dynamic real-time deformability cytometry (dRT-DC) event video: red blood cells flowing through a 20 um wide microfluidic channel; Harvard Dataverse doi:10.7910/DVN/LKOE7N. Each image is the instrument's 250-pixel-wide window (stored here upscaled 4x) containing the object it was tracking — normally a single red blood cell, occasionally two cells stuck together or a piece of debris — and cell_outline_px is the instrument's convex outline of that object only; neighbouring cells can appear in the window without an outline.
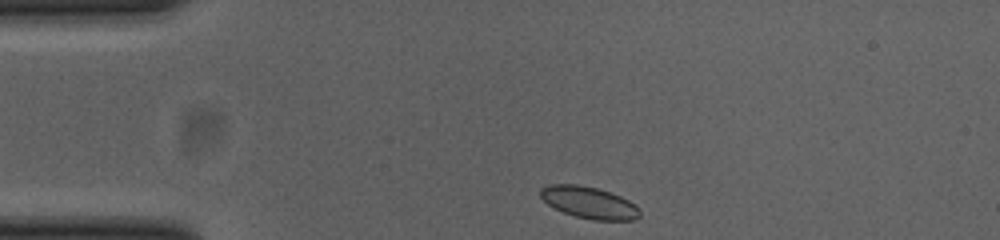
{"species": "common noctule bat (a hibernating species)", "species_latin": "Nyctalus noctula", "temperature_condition": "cold", "stored_images_in_passage": 37, "camera_frame_rate_fps": 3000, "um_per_image_px": 0.085, "animal": {"sex": "female", "body_mass_g": 23.0, "forearm_length_mm": 53.4}, "frame": {"image": 1, "passage_image": 1, "time_ms": 0.0, "image_size_px": [1000, 240], "cell_outline_px": [[640, 216], [636, 220], [592, 220], [576, 216], [564, 212], [548, 204], [540, 196], [540, 188], [548, 184], [576, 184], [596, 188], [620, 196], [636, 204], [640, 208]], "centroid_in_image_um": [50.09, 17.22], "position_along_channel_um": 34.9, "area_um2": 18.38}}
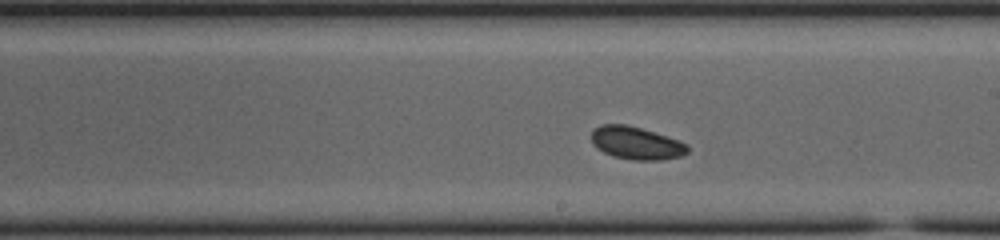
{"frame": {"image": 2, "passage_image": 20, "time_ms": 6.333, "image_size_px": [1000, 240], "cell_outline_px": [[688, 152], [680, 156], [660, 160], [632, 160], [612, 156], [596, 148], [592, 144], [592, 132], [600, 124], [624, 124], [640, 128], [680, 140], [688, 144]], "centroid_in_image_um": [54.08, 12.17], "position_along_channel_um": 234.9, "area_um2": 18.32}}
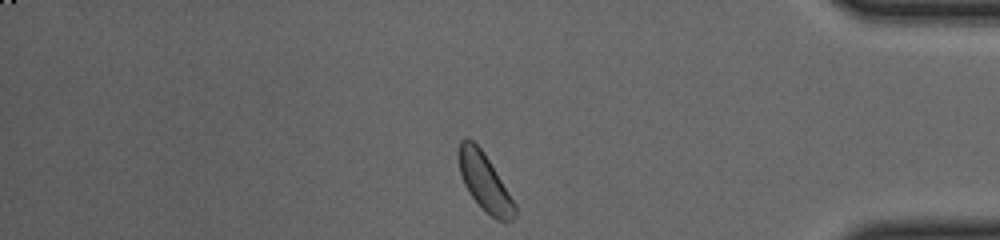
{"frame": {"image": 3, "passage_image": 35, "time_ms": 11.333, "image_size_px": [1000, 240], "cell_outline_px": [[516, 216], [512, 220], [504, 224], [496, 220], [468, 192], [464, 184], [460, 172], [460, 140], [464, 136], [472, 140], [484, 152], [516, 204]], "centroid_in_image_um": [41.24, 15.51], "position_along_channel_um": 394.0, "area_um2": 18.44}, "authors_computed_cell_mechanics": {"area_um2": 18.3226, "velocity_mm_per_s": 3.7896, "shape_relaxation_time_tau1_ms": null, "shape_relaxation_time_tau2_ms": 8.1334, "deformation_change_tau1": null, "deformation_change_tau2": 0.0746}}